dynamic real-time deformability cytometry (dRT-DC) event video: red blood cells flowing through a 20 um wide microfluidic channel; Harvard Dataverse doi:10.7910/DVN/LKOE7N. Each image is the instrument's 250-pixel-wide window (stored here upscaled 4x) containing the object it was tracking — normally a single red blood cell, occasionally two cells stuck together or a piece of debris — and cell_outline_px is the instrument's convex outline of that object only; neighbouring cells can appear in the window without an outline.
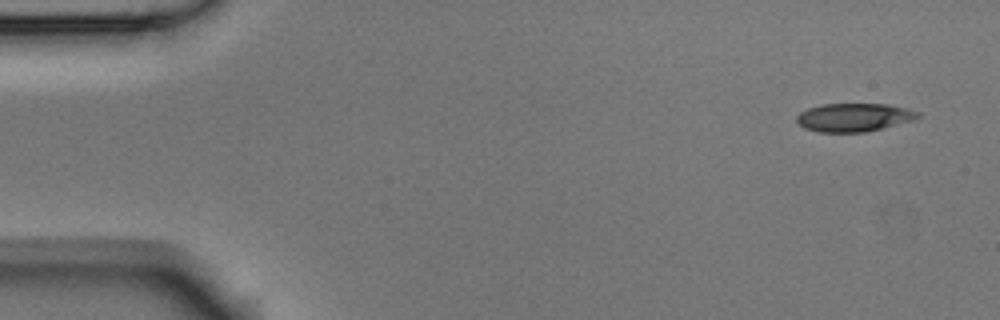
{"species": "Egyptian fruit bat (a non-hibernating species)", "species_latin": "Rousettus aegyptiacus", "temperature_condition": "room temperature", "stored_images_in_passage": 7, "camera_frame_rate_fps": 3000, "um_per_image_px": 0.085, "animal": {"sex": "male"}, "frame": {"image": 1, "passage_image": 1, "time_ms": 0.0, "image_size_px": [1000, 320], "cell_outline_px": [[920, 116], [912, 120], [868, 132], [816, 132], [804, 128], [796, 120], [796, 116], [800, 112], [808, 108], [820, 104], [888, 104], [908, 108], [920, 112]], "centroid_in_image_um": [72.57, 9.97], "position_along_channel_um": 12.4, "area_um2": 20.11}}
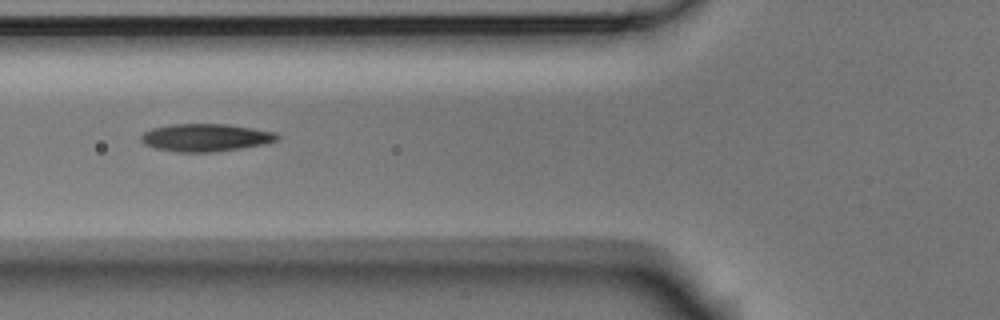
{"frame": {"image": 2, "passage_image": 6, "time_ms": 1.667, "image_size_px": [1000, 320], "cell_outline_px": [[280, 140], [268, 144], [216, 152], [176, 152], [156, 148], [144, 144], [140, 140], [140, 136], [144, 132], [152, 128], [172, 124], [228, 124], [276, 132], [280, 136]], "centroid_in_image_um": [17.53, 11.7], "position_along_channel_um": 108.3, "area_um2": 22.25}}
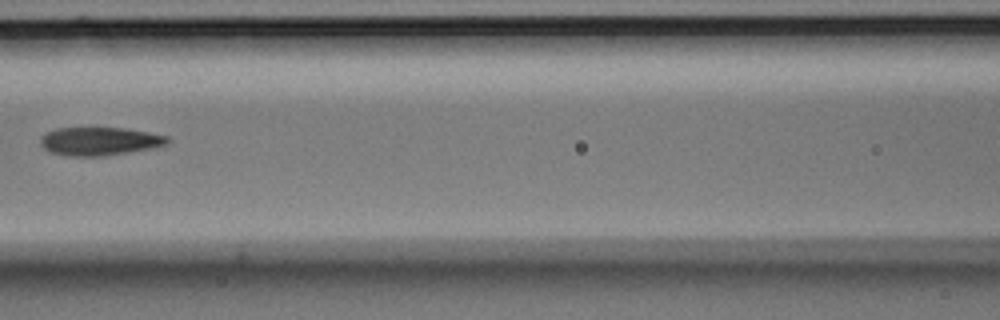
{"frame": {"image": 3, "passage_image": 7, "time_ms": 2.0, "image_size_px": [1000, 320], "cell_outline_px": [[172, 140], [168, 144], [152, 148], [100, 156], [68, 156], [52, 152], [44, 148], [40, 144], [40, 136], [56, 128], [124, 128], [148, 132], [168, 136]], "centroid_in_image_um": [8.48, 12.0], "position_along_channel_um": 158.1, "area_um2": 20.81}}